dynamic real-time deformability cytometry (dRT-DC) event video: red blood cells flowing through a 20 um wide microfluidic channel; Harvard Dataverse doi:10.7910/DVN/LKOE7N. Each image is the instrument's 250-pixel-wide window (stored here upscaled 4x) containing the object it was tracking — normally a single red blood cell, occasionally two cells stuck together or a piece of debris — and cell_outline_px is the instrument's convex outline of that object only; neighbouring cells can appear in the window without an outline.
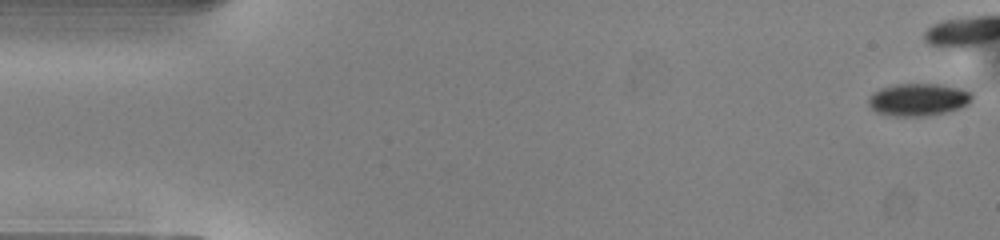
{"species": "common noctule bat (a hibernating species)", "species_latin": "Nyctalus noctula", "temperature_condition": "warm", "stored_images_in_passage": 20, "camera_frame_rate_fps": 3000, "um_per_image_px": 0.085, "animal": {"sex": "male", "body_mass_g": 13.0, "forearm_length_mm": 53.1}, "frame": {"image": 1, "passage_image": 1, "time_ms": 0.0, "image_size_px": [1000, 240], "cell_outline_px": [[972, 96], [960, 108], [944, 112], [924, 116], [896, 116], [876, 112], [868, 104], [868, 96], [872, 92], [880, 88], [896, 84], [936, 84], [960, 88], [972, 92]], "centroid_in_image_um": [77.99, 8.45], "position_along_channel_um": 7.0, "area_um2": 19.36}}